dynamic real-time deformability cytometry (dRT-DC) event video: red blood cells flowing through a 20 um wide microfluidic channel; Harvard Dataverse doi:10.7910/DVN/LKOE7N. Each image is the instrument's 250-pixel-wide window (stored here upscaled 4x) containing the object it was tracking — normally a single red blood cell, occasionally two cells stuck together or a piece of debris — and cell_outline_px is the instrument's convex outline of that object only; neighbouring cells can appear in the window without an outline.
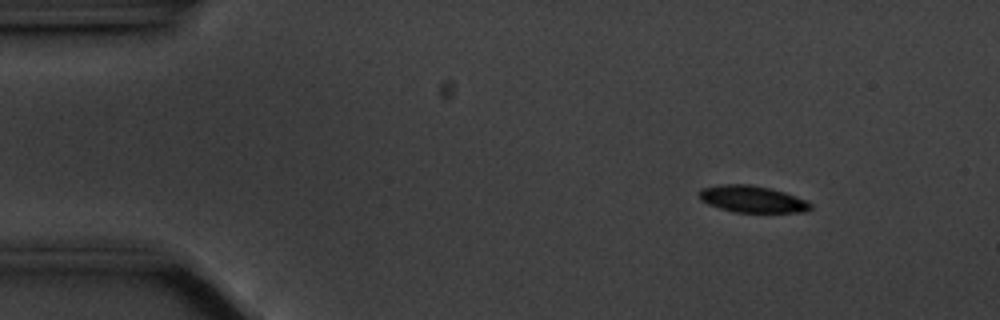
{"species": "common noctule bat (a hibernating species)", "species_latin": "Nyctalus noctula", "temperature_condition": "cold", "stored_images_in_passage": 53, "camera_frame_rate_fps": 3000, "um_per_image_px": 0.085, "animal": {"sex": "male", "body_mass_g": 20.1, "forearm_length_mm": 53.5}, "frame": {"image": 1, "passage_image": 3, "time_ms": 0.667, "image_size_px": [1000, 320], "cell_outline_px": [[812, 208], [808, 212], [732, 212], [708, 204], [700, 200], [700, 188], [724, 184], [748, 184], [768, 188], [784, 192], [804, 200], [812, 204]], "centroid_in_image_um": [63.93, 16.93], "position_along_channel_um": 21.1, "area_um2": 17.22}}
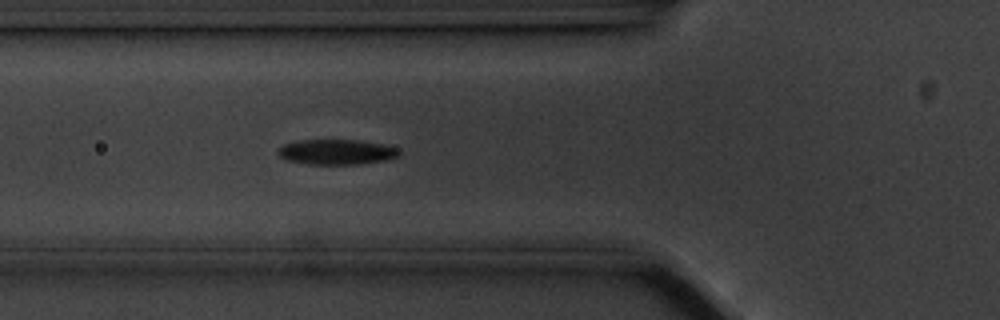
{"frame": {"image": 2, "passage_image": 16, "time_ms": 5.0, "image_size_px": [1000, 320], "cell_outline_px": [[400, 156], [384, 160], [360, 164], [308, 164], [284, 160], [276, 152], [284, 144], [300, 140], [356, 140], [380, 144], [396, 148], [400, 152]], "centroid_in_image_um": [28.56, 12.92], "position_along_channel_um": 97.2, "area_um2": 17.63}}
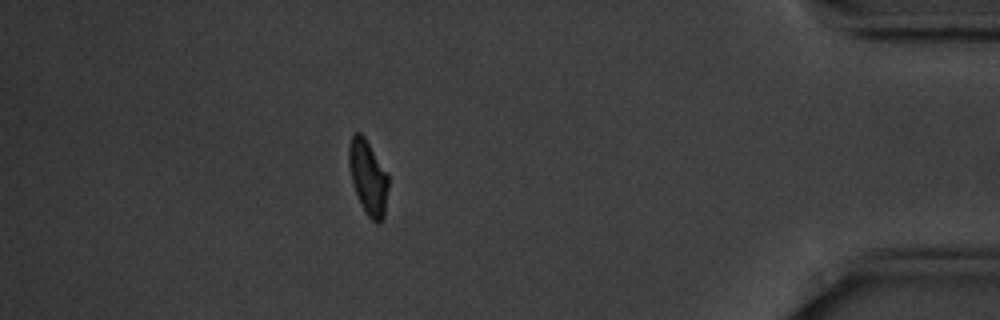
{"frame": {"image": 3, "passage_image": 46, "time_ms": 15.0, "image_size_px": [1000, 320], "cell_outline_px": [[388, 188], [384, 220], [380, 224], [376, 224], [368, 216], [360, 204], [352, 180], [348, 164], [348, 144], [352, 132], [360, 132], [364, 136], [388, 176]], "centroid_in_image_um": [31.27, 15.09], "position_along_channel_um": 403.9, "area_um2": 17.17}, "authors_computed_cell_mechanics": {"area_um2": 17.6868, "velocity_mm_per_s": 3.5212, "shape_relaxation_time_tau1_ms": 2.2104, "shape_relaxation_time_tau2_ms": 1.6744, "deformation_change_tau1": 0.1084, "deformation_change_tau2": 0.0611}}